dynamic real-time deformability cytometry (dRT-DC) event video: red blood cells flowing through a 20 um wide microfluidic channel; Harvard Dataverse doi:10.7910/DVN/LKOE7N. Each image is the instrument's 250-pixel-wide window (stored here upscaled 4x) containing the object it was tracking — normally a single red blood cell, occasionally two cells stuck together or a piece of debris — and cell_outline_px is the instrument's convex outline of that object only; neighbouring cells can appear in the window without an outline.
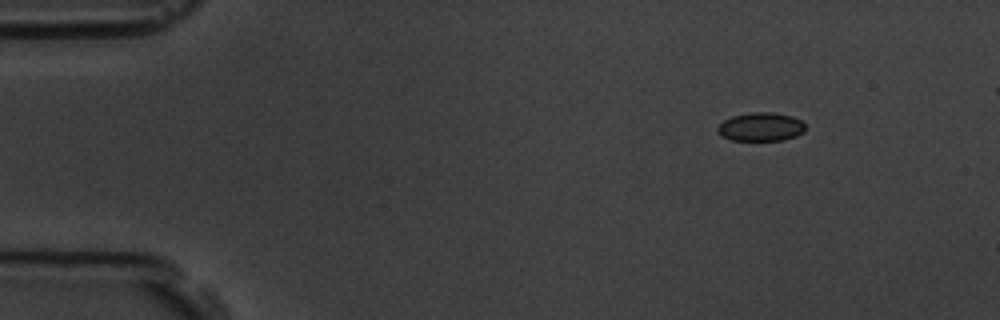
{"species": "common noctule bat (a hibernating species)", "species_latin": "Nyctalus noctula", "temperature_condition": "room temperature", "stored_images_in_passage": 3, "camera_frame_rate_fps": 3000, "um_per_image_px": 0.085, "animal": {"sex": "male", "body_mass_g": 19.5, "forearm_length_mm": 54.6}, "frame": {"image": 1, "passage_image": 1, "time_ms": 0.0, "image_size_px": [1000, 320], "cell_outline_px": [[804, 132], [796, 136], [780, 140], [732, 140], [720, 136], [716, 132], [716, 128], [724, 120], [732, 116], [752, 112], [772, 112], [792, 116], [800, 120], [804, 124]], "centroid_in_image_um": [64.63, 10.78], "position_along_channel_um": 20.4, "area_um2": 14.62}}